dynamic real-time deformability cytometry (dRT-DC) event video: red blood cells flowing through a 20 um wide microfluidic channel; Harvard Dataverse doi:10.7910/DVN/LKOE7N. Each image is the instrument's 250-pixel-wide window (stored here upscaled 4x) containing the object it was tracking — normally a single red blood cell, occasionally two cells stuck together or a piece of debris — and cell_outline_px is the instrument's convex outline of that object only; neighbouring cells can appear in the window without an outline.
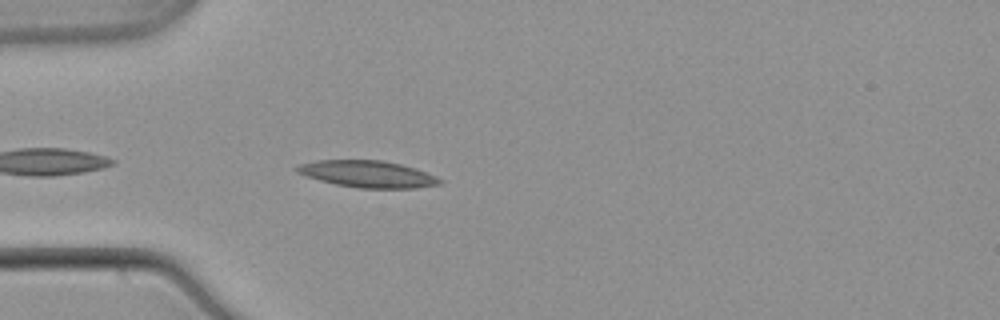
{"species": "common noctule bat (a hibernating species)", "species_latin": "Nyctalus noctula", "temperature_condition": "warm", "stored_images_in_passage": 14, "camera_frame_rate_fps": 3000, "um_per_image_px": 0.085, "animal": {"sex": "male", "body_mass_g": 21.5, "forearm_length_mm": 52.0}, "frame": {"image": 1, "passage_image": 3, "time_ms": 0.667, "image_size_px": [1000, 320], "cell_outline_px": [[444, 180], [440, 184], [416, 188], [360, 188], [336, 184], [304, 176], [296, 172], [292, 168], [300, 164], [316, 160], [380, 160], [400, 164], [416, 168], [436, 176]], "centroid_in_image_um": [31.23, 14.79], "position_along_channel_um": 53.8, "area_um2": 22.37}}